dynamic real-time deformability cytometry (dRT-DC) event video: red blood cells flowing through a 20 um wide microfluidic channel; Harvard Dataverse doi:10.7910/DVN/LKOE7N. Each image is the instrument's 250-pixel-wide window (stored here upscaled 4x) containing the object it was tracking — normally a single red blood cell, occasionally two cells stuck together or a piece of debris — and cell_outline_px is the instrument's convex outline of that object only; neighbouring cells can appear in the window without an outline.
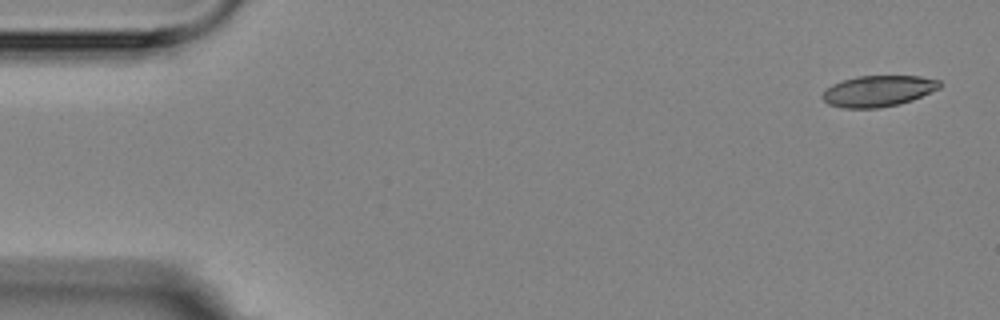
{"species": "Egyptian fruit bat (a non-hibernating species)", "species_latin": "Rousettus aegyptiacus", "temperature_condition": "room temperature", "stored_images_in_passage": 5, "camera_frame_rate_fps": 3000, "um_per_image_px": 0.085, "animal": {"sex": "female"}, "frame": {"image": 1, "passage_image": 1, "time_ms": 0.0, "image_size_px": [1000, 320], "cell_outline_px": [[940, 88], [912, 100], [900, 104], [880, 108], [844, 108], [828, 104], [820, 96], [832, 84], [856, 76], [920, 76], [940, 80]], "centroid_in_image_um": [74.65, 7.74], "position_along_channel_um": 10.4, "area_um2": 21.21}}
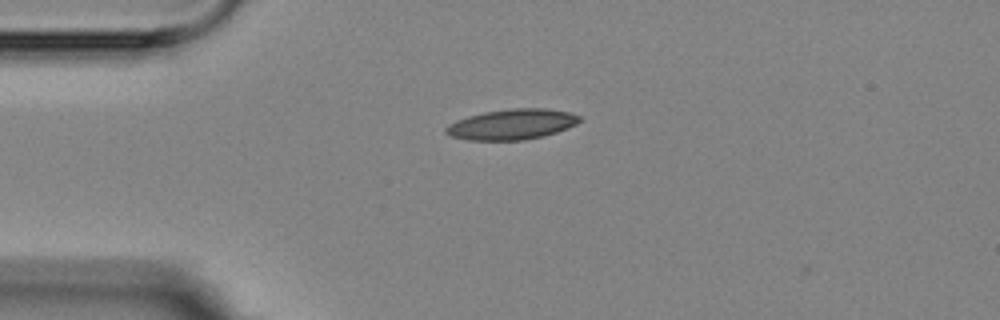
{"frame": {"image": 2, "passage_image": 4, "time_ms": 3.667, "image_size_px": [1000, 320], "cell_outline_px": [[580, 120], [576, 124], [568, 128], [544, 136], [524, 140], [468, 140], [452, 136], [444, 132], [444, 128], [448, 124], [456, 120], [468, 116], [484, 112], [512, 108], [548, 108], [568, 112], [580, 116]], "centroid_in_image_um": [43.5, 10.57], "position_along_channel_um": 41.5, "area_um2": 23.76}}